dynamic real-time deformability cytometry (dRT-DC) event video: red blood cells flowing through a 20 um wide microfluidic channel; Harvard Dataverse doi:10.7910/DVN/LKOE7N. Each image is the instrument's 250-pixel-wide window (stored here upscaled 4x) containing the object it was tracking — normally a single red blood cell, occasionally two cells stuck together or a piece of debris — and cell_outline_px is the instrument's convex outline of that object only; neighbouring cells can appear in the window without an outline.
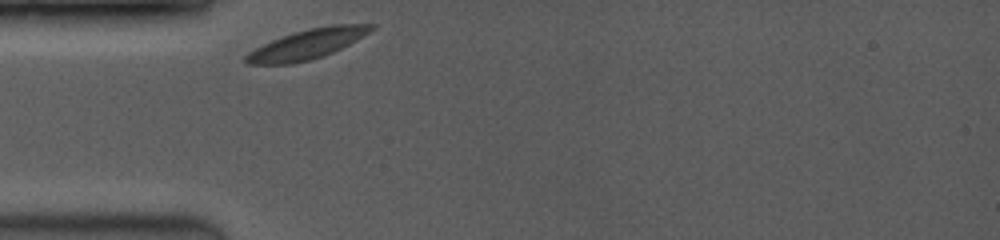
{"species": "common noctule bat (a hibernating species)", "species_latin": "Nyctalus noctula", "temperature_condition": "room temperature", "stored_images_in_passage": 34, "camera_frame_rate_fps": 3500, "um_per_image_px": 0.085, "animal": {"sex": "female", "body_mass_g": 19.0, "forearm_length_mm": 53.3}, "frame": {"image": 1, "passage_image": 1, "time_ms": 0.0, "image_size_px": [1000, 240], "cell_outline_px": [[376, 28], [356, 40], [324, 56], [292, 64], [248, 64], [244, 60], [244, 56], [248, 52], [272, 40], [308, 28], [332, 24], [376, 24]], "centroid_in_image_um": [26.13, 3.75], "position_along_channel_um": 58.9, "area_um2": 21.5}}
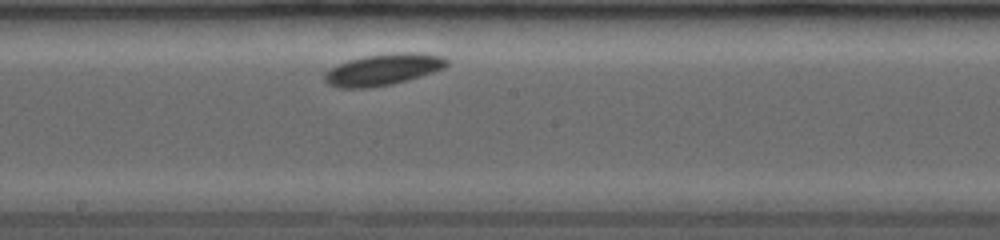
{"frame": {"image": 2, "passage_image": 18, "time_ms": 4.286, "image_size_px": [1000, 240], "cell_outline_px": [[448, 64], [444, 68], [408, 80], [392, 84], [368, 88], [340, 88], [328, 84], [324, 80], [324, 76], [332, 68], [348, 60], [364, 56], [400, 52], [420, 52], [444, 56], [448, 60]], "centroid_in_image_um": [32.61, 5.91], "position_along_channel_um": 215.6, "area_um2": 22.31}}
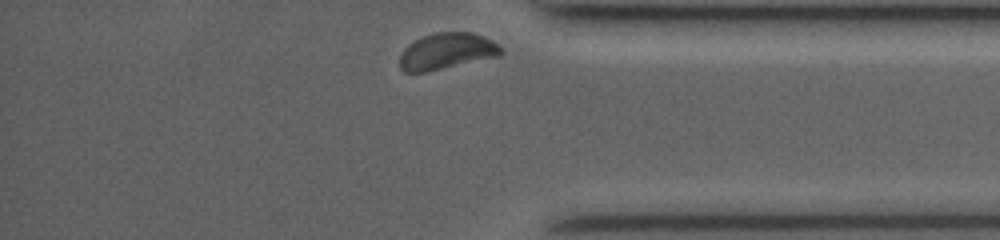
{"frame": {"image": 3, "passage_image": 34, "time_ms": 9.143, "image_size_px": [1000, 240], "cell_outline_px": [[504, 52], [500, 56], [424, 72], [404, 72], [400, 68], [400, 56], [404, 48], [408, 44], [424, 36], [436, 32], [472, 32], [484, 36], [500, 44], [504, 48]], "centroid_in_image_um": [38.03, 4.34], "position_along_channel_um": 397.2, "area_um2": 21.5}}